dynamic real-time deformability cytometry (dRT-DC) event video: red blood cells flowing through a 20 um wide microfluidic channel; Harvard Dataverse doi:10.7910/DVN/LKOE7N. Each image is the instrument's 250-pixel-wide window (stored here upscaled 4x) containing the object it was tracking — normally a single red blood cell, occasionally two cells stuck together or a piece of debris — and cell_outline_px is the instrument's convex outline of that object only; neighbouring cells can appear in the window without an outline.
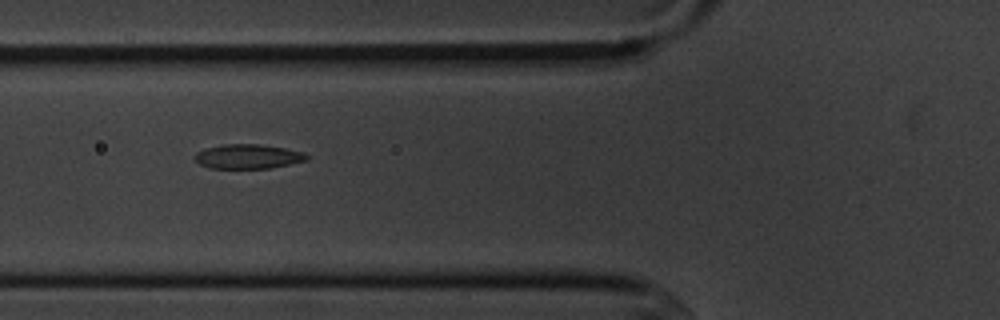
{"species": "common noctule bat (a hibernating species)", "species_latin": "Nyctalus noctula", "temperature_condition": "cold", "stored_images_in_passage": 14, "camera_frame_rate_fps": 3000, "um_per_image_px": 0.085, "animal": {"sex": "male", "body_mass_g": 20.1, "forearm_length_mm": 53.5}, "frame": {"image": 1, "passage_image": 5, "time_ms": 5.667, "image_size_px": [1000, 320], "cell_outline_px": [[308, 160], [272, 168], [212, 168], [200, 164], [196, 160], [196, 152], [204, 148], [224, 144], [260, 144], [284, 148], [304, 152], [308, 156]], "centroid_in_image_um": [21.1, 13.29], "position_along_channel_um": 104.7, "area_um2": 15.9}}
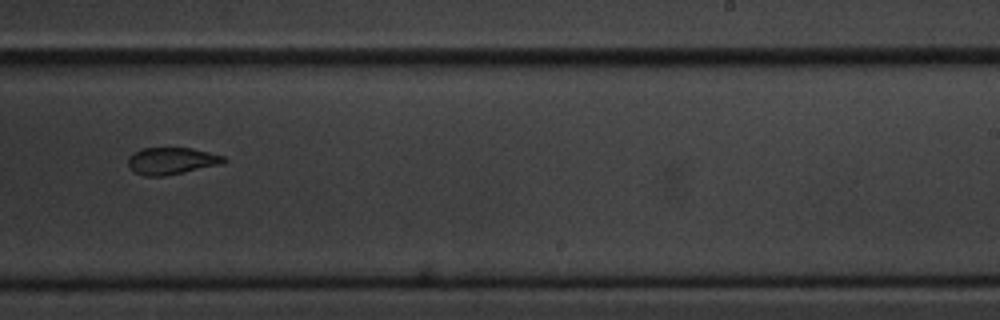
{"frame": {"image": 2, "passage_image": 9, "time_ms": 10.333, "image_size_px": [1000, 320], "cell_outline_px": [[228, 160], [224, 164], [164, 176], [144, 176], [136, 172], [128, 164], [128, 156], [140, 148], [192, 148], [224, 156]], "centroid_in_image_um": [14.61, 13.67], "position_along_channel_um": 274.4, "area_um2": 15.09}}
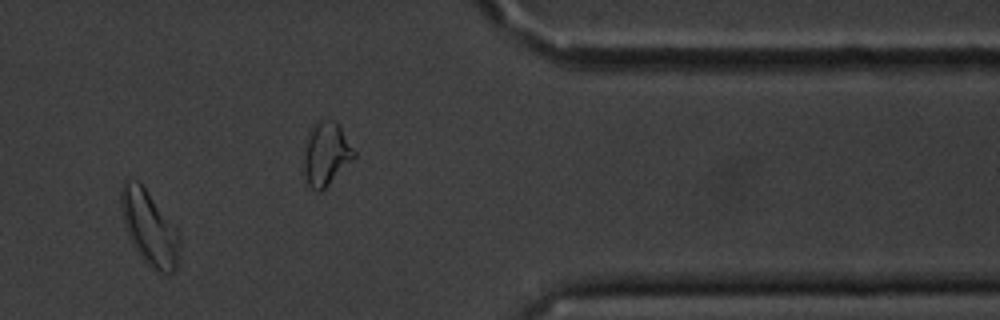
{"frame": {"image": 3, "passage_image": 12, "time_ms": 13.667, "image_size_px": [1000, 320], "cell_outline_px": [[180, 244], [176, 268], [172, 272], [156, 272], [140, 256], [128, 232], [124, 220], [120, 204], [120, 188], [124, 180], [136, 180], [144, 188], [180, 232]], "centroid_in_image_um": [12.71, 19.37], "position_along_channel_um": 398.7, "area_um2": 24.8}, "authors_computed_cell_mechanics": {"area_um2": 18.0625, "velocity_mm_per_s": 3.6183, "shape_relaxation_time_tau1_ms": 4.4384, "shape_relaxation_time_tau2_ms": 4.2539, "deformation_change_tau1": 0.1458, "deformation_change_tau2": 0.0885}}